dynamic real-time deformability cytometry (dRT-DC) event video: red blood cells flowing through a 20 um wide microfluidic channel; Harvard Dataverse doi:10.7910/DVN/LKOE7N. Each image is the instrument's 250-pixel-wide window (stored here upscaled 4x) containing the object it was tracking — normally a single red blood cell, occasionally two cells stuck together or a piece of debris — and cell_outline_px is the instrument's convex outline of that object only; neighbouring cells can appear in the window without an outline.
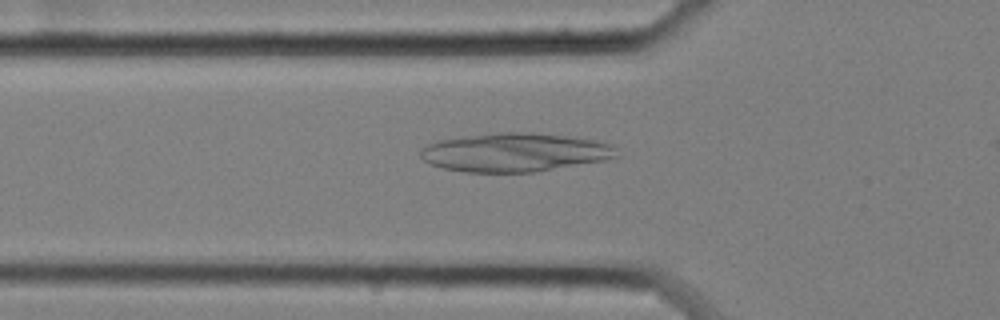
{"species": "common noctule bat (a hibernating species)", "species_latin": "Nyctalus noctula", "temperature_condition": "cold", "stored_images_in_passage": 47, "camera_frame_rate_fps": 3000, "um_per_image_px": 0.085, "animal": {"sex": "female", "body_mass_g": 25.1}, "frame": {"image": 1, "passage_image": 15, "time_ms": 4.667, "image_size_px": [1000, 320], "cell_outline_px": [[616, 156], [604, 160], [536, 172], [464, 172], [444, 168], [428, 164], [420, 156], [420, 148], [436, 140], [464, 136], [496, 132], [532, 132], [576, 136], [616, 144]], "centroid_in_image_um": [43.76, 12.93], "position_along_channel_um": 82.0, "area_um2": 44.8}}
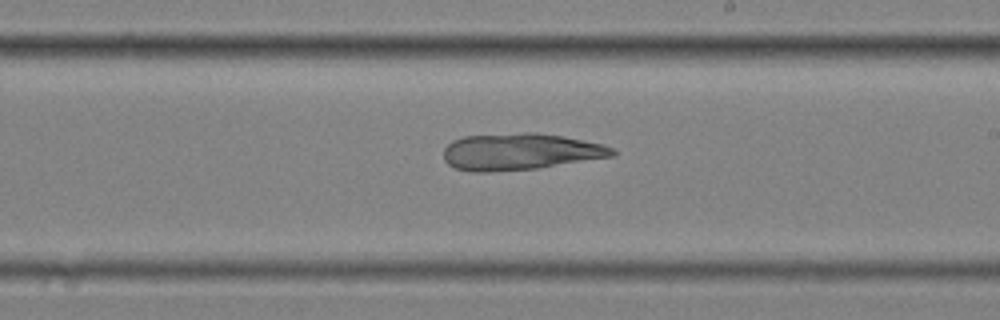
{"frame": {"image": 2, "passage_image": 29, "time_ms": 9.333, "image_size_px": [1000, 320], "cell_outline_px": [[616, 156], [536, 168], [488, 172], [472, 172], [456, 168], [448, 164], [444, 160], [444, 148], [452, 140], [464, 136], [524, 132], [536, 132], [564, 136], [604, 144], [612, 148], [616, 152]], "centroid_in_image_um": [44.22, 12.88], "position_along_channel_um": 244.8, "area_um2": 36.24}}
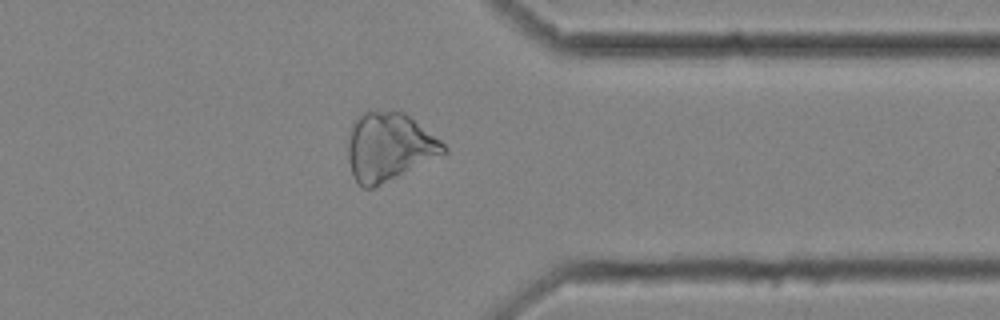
{"frame": {"image": 3, "passage_image": 41, "time_ms": 13.333, "image_size_px": [1000, 320], "cell_outline_px": [[448, 152], [372, 188], [364, 188], [352, 176], [348, 160], [348, 140], [352, 120], [356, 116], [364, 112], [376, 108], [404, 112], [440, 140], [448, 148]], "centroid_in_image_um": [33.03, 12.43], "position_along_channel_um": 378.4, "area_um2": 38.21}}